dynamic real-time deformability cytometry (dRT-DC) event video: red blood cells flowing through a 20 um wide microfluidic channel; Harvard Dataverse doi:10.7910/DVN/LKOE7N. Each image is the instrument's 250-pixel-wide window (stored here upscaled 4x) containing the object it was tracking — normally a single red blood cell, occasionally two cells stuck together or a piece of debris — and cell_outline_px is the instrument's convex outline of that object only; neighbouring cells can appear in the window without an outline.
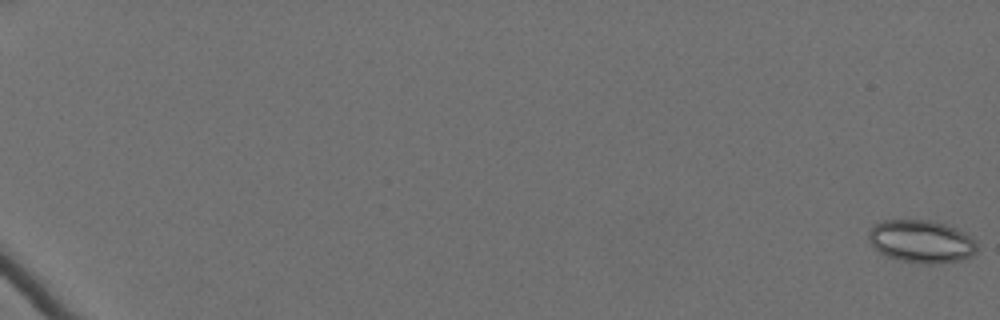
{"species": "Egyptian fruit bat (a non-hibernating species)", "species_latin": "Rousettus aegyptiacus", "temperature_condition": "cold", "stored_images_in_passage": 16, "camera_frame_rate_fps": 3000, "um_per_image_px": 0.085, "animal": {"sex": "female"}, "frame": {"image": 1, "passage_image": 1, "time_ms": 0.0, "image_size_px": [1000, 320], "cell_outline_px": [[976, 252], [960, 260], [932, 264], [924, 264], [900, 260], [888, 256], [880, 252], [868, 240], [868, 232], [872, 224], [884, 220], [924, 220], [944, 224], [964, 232], [976, 240]], "centroid_in_image_um": [78.28, 20.51], "position_along_channel_um": 6.7, "area_um2": 26.76}}